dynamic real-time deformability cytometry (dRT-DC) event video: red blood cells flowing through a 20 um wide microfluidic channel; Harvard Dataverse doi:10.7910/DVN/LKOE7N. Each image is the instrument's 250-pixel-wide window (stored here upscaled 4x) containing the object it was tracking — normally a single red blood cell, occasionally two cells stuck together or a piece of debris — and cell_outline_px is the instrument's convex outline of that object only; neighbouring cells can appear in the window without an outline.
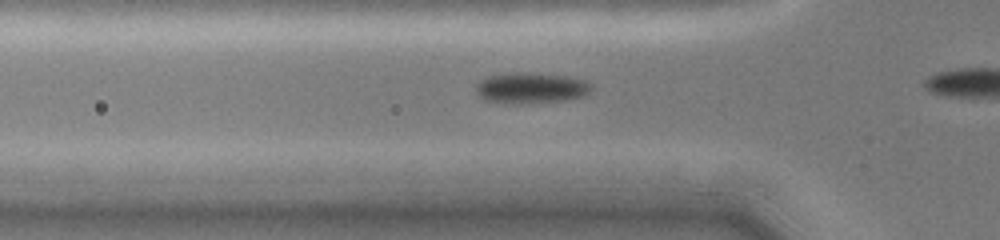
{"species": "common noctule bat (a hibernating species)", "species_latin": "Nyctalus noctula", "temperature_condition": "cold", "stored_images_in_passage": 20, "camera_frame_rate_fps": 3000, "um_per_image_px": 0.085, "animal": {"sex": "female", "body_mass_g": 19.0, "forearm_length_mm": 51.5}, "frame": {"image": 1, "passage_image": 15, "time_ms": 3.333, "image_size_px": [1000, 240], "cell_outline_px": [[592, 88], [584, 96], [564, 100], [528, 104], [508, 104], [484, 100], [476, 92], [476, 84], [480, 80], [488, 76], [516, 72], [564, 76], [584, 80], [592, 84]], "centroid_in_image_um": [45.1, 7.5], "position_along_channel_um": 80.7, "area_um2": 20.75}}